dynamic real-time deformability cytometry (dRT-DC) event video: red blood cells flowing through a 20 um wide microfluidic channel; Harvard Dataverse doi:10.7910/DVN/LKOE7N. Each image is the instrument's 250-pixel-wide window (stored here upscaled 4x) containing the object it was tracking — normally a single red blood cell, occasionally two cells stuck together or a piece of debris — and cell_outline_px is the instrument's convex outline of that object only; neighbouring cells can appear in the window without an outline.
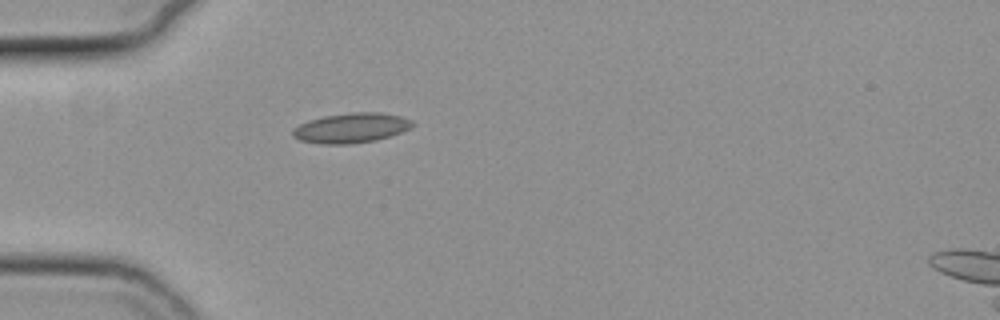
{"species": "common noctule bat (a hibernating species)", "species_latin": "Nyctalus noctula", "temperature_condition": "cold", "stored_images_in_passage": 39, "camera_frame_rate_fps": 3000, "um_per_image_px": 0.085, "animal": {"sex": "female", "body_mass_g": 19.3, "forearm_length_mm": 54.1}, "frame": {"image": 1, "passage_image": 1, "time_ms": 0.0, "image_size_px": [1000, 320], "cell_outline_px": [[416, 124], [400, 132], [376, 140], [348, 144], [320, 144], [300, 140], [292, 136], [292, 128], [308, 120], [324, 116], [352, 112], [380, 112], [400, 116], [412, 120]], "centroid_in_image_um": [29.82, 10.87], "position_along_channel_um": 55.2, "area_um2": 20.81}}
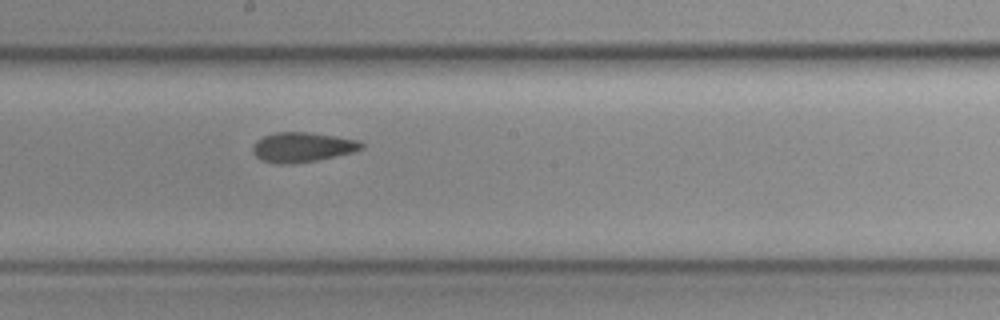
{"frame": {"image": 2, "passage_image": 15, "time_ms": 4.667, "image_size_px": [1000, 320], "cell_outline_px": [[364, 148], [352, 152], [316, 160], [264, 160], [256, 156], [252, 152], [252, 148], [256, 140], [264, 136], [276, 132], [308, 132], [360, 140], [364, 144]], "centroid_in_image_um": [25.76, 12.44], "position_along_channel_um": 222.4, "area_um2": 17.8}}
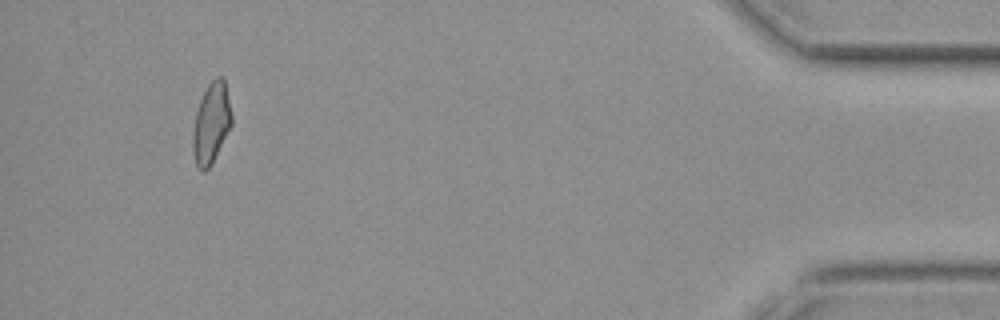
{"frame": {"image": 3, "passage_image": 36, "time_ms": 11.667, "image_size_px": [1000, 320], "cell_outline_px": [[232, 124], [212, 164], [204, 172], [196, 164], [192, 152], [192, 132], [196, 112], [200, 100], [208, 84], [216, 76], [224, 76], [232, 116]], "centroid_in_image_um": [17.95, 10.46], "position_along_channel_um": 417.2, "area_um2": 18.32}, "authors_computed_cell_mechanics": {"area_um2": 18.4382, "velocity_mm_per_s": 3.7923, "shape_relaxation_time_tau1_ms": null, "shape_relaxation_time_tau2_ms": 2.08, "deformation_change_tau1": null, "deformation_change_tau2": 0.0767}}